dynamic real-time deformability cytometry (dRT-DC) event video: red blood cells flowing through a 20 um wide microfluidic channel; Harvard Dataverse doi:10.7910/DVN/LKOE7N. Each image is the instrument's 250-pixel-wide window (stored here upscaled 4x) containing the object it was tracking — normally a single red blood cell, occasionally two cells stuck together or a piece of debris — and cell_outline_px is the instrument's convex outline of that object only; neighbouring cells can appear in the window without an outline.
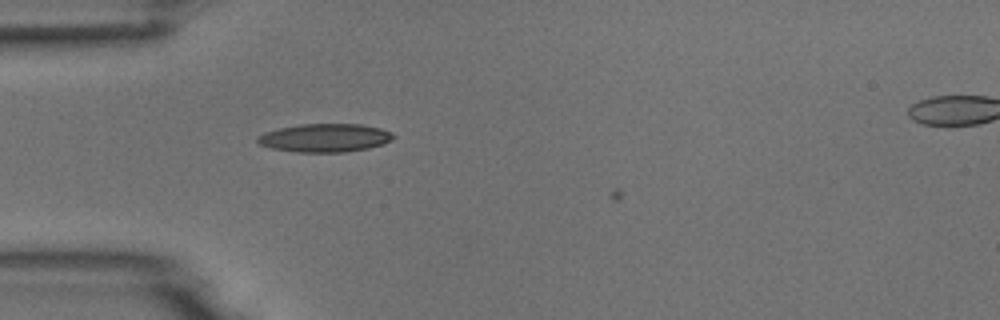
{"species": "common noctule bat (a hibernating species)", "species_latin": "Nyctalus noctula", "temperature_condition": "room temperature", "stored_images_in_passage": 6, "camera_frame_rate_fps": 3000, "um_per_image_px": 0.085, "animal": {"sex": "male", "body_mass_g": 18.8}, "frame": {"image": 1, "passage_image": 5, "time_ms": 4.333, "image_size_px": [1000, 320], "cell_outline_px": [[396, 136], [392, 140], [384, 144], [368, 148], [344, 152], [296, 152], [272, 148], [260, 144], [256, 140], [256, 136], [264, 132], [280, 128], [300, 124], [360, 124], [380, 128], [392, 132]], "centroid_in_image_um": [27.63, 11.71], "position_along_channel_um": 57.4, "area_um2": 22.48}}